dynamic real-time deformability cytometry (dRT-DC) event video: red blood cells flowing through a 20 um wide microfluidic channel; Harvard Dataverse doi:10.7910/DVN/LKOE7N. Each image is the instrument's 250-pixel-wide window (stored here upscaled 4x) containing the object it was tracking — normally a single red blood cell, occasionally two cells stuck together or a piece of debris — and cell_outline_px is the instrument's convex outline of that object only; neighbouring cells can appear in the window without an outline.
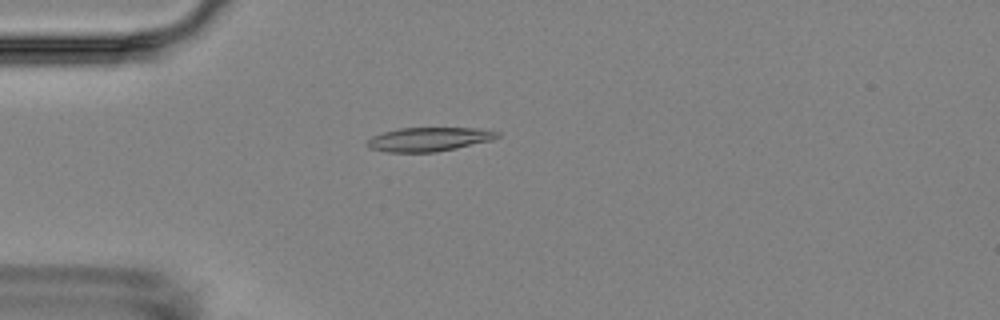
{"species": "Egyptian fruit bat (a non-hibernating species)", "species_latin": "Rousettus aegyptiacus", "temperature_condition": "room temperature", "stored_images_in_passage": 4, "camera_frame_rate_fps": 3000, "um_per_image_px": 0.085, "animal": {"sex": "female"}, "frame": {"image": 1, "passage_image": 2, "time_ms": 2.0, "image_size_px": [1000, 320], "cell_outline_px": [[500, 136], [492, 140], [456, 148], [436, 152], [388, 152], [368, 148], [364, 144], [372, 136], [384, 132], [400, 128], [476, 128], [500, 132]], "centroid_in_image_um": [36.44, 11.84], "position_along_channel_um": 48.6, "area_um2": 18.15}}